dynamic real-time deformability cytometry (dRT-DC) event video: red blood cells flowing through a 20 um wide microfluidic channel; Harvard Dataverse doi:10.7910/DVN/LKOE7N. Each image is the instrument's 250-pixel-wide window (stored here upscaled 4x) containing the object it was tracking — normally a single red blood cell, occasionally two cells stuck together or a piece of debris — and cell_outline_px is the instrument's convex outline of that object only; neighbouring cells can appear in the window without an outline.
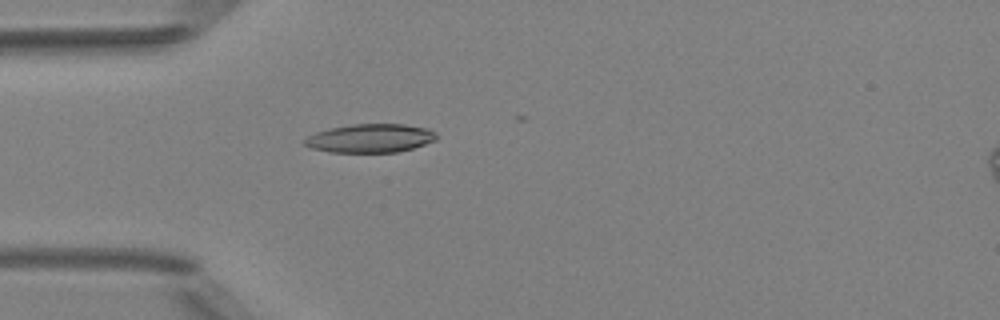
{"species": "Egyptian fruit bat (a non-hibernating species)", "species_latin": "Rousettus aegyptiacus", "temperature_condition": "room temperature", "stored_images_in_passage": 3, "camera_frame_rate_fps": 3000, "um_per_image_px": 0.085, "animal": {"sex": "female"}, "frame": {"image": 1, "passage_image": 3, "time_ms": 2.333, "image_size_px": [1000, 320], "cell_outline_px": [[436, 140], [412, 148], [396, 152], [332, 152], [312, 148], [304, 144], [304, 140], [308, 136], [316, 132], [328, 128], [352, 124], [404, 124], [428, 128], [436, 132]], "centroid_in_image_um": [31.48, 11.74], "position_along_channel_um": 53.5, "area_um2": 21.91}}